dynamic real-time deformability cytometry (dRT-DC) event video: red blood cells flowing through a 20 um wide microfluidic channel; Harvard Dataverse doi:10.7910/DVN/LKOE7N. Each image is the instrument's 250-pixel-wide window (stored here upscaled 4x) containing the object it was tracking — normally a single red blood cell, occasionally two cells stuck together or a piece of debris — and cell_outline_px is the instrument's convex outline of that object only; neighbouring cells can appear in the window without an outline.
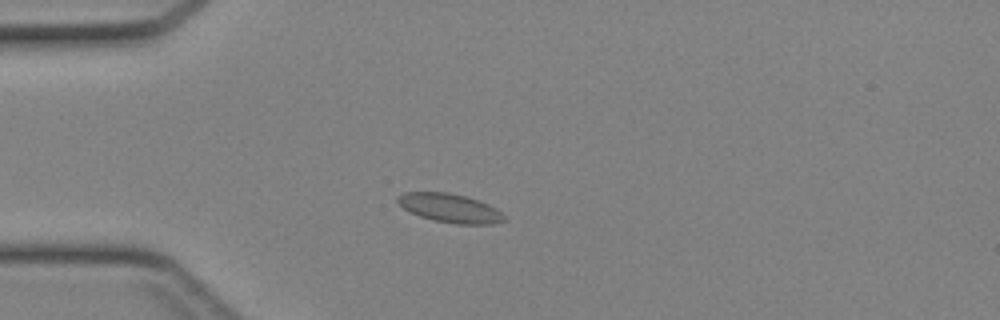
{"species": "Egyptian fruit bat (a non-hibernating species)", "species_latin": "Rousettus aegyptiacus", "temperature_condition": "cold", "stored_images_in_passage": 32, "camera_frame_rate_fps": 3000, "um_per_image_px": 0.085, "animal": {"sex": "female"}, "frame": {"image": 1, "passage_image": 9, "time_ms": 2.667, "image_size_px": [1000, 320], "cell_outline_px": [[504, 220], [492, 224], [456, 224], [432, 220], [420, 216], [404, 208], [396, 200], [396, 196], [404, 192], [448, 192], [464, 196], [488, 204], [496, 208], [504, 216]], "centroid_in_image_um": [38.21, 17.68], "position_along_channel_um": 46.8, "area_um2": 17.69}}
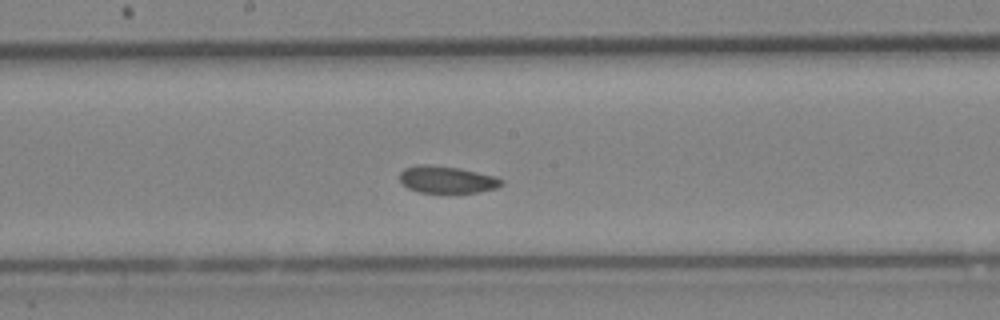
{"frame": {"image": 2, "passage_image": 21, "time_ms": 6.667, "image_size_px": [1000, 320], "cell_outline_px": [[504, 184], [496, 188], [476, 192], [420, 192], [408, 188], [400, 180], [400, 172], [404, 168], [416, 164], [432, 164], [460, 168], [496, 176], [504, 180]], "centroid_in_image_um": [38.0, 15.24], "position_along_channel_um": 210.2, "area_um2": 16.13}}
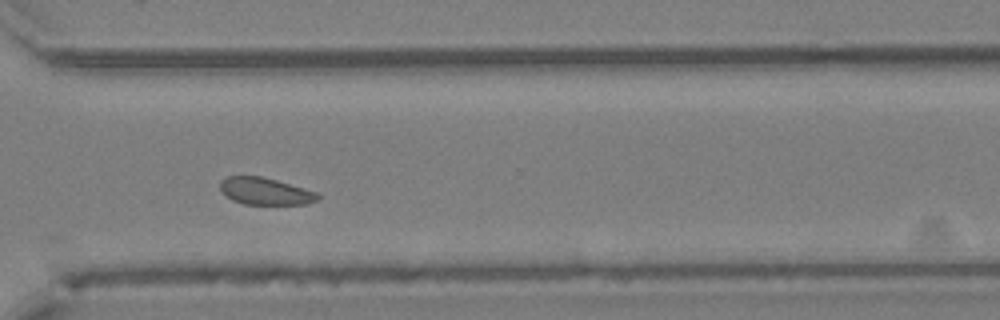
{"frame": {"image": 3, "passage_image": 30, "time_ms": 9.667, "image_size_px": [1000, 320], "cell_outline_px": [[320, 196], [316, 200], [308, 204], [244, 204], [232, 200], [224, 196], [220, 192], [220, 180], [228, 176], [260, 176], [276, 180], [320, 192]], "centroid_in_image_um": [22.53, 16.25], "position_along_channel_um": 348.1, "area_um2": 15.61}}